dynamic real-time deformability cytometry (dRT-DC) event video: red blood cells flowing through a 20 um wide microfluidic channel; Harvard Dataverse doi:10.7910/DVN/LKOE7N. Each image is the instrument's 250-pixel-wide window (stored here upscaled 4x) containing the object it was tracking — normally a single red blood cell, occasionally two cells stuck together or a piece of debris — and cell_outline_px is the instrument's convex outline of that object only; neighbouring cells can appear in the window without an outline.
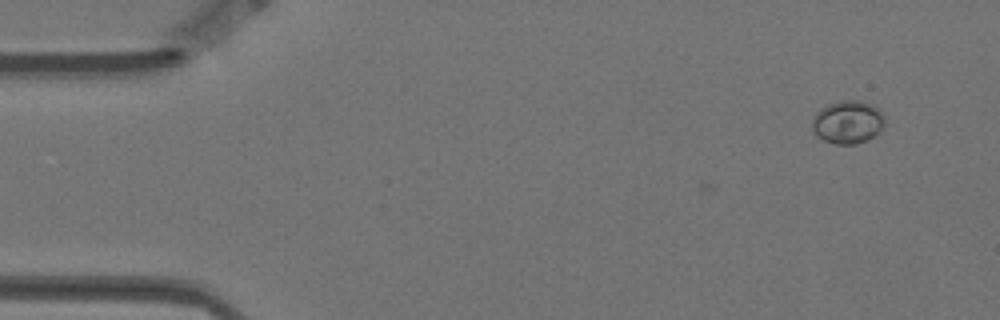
{"species": "Egyptian fruit bat (a non-hibernating species)", "species_latin": "Rousettus aegyptiacus", "temperature_condition": "warm", "stored_images_in_passage": 3, "camera_frame_rate_fps": 3000, "um_per_image_px": 0.085, "animal": {"sex": "female"}, "frame": {"image": 1, "passage_image": 3, "time_ms": 0.667, "image_size_px": [1000, 320], "cell_outline_px": [[884, 124], [880, 132], [868, 140], [856, 144], [836, 144], [824, 140], [816, 136], [812, 132], [812, 116], [820, 108], [828, 104], [840, 100], [856, 100], [872, 104], [884, 116]], "centroid_in_image_um": [72.03, 10.38], "position_along_channel_um": 13.0, "area_um2": 18.44}}